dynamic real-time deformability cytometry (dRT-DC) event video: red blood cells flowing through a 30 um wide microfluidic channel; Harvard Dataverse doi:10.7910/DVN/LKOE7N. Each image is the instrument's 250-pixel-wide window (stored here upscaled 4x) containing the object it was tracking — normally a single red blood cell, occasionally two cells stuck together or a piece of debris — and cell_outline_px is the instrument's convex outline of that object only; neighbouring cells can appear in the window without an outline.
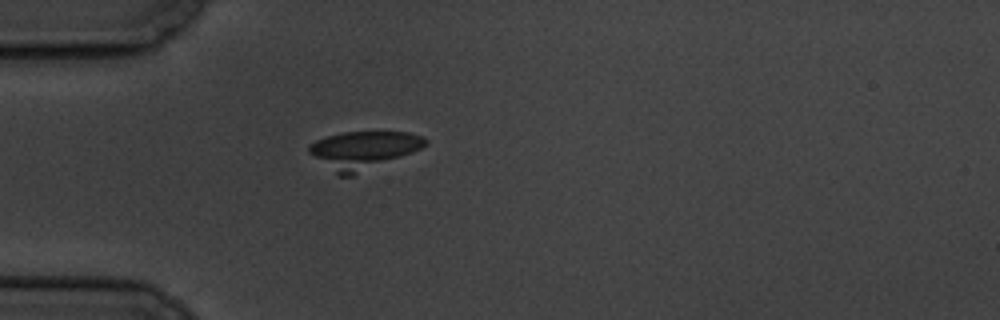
{"species": "common noctule bat (a hibernating species)", "species_latin": "Nyctalus noctula", "temperature_condition": "cold", "stored_images_in_passage": 5, "camera_frame_rate_fps": 3000, "um_per_image_px": 0.085, "animal": {"sex": "male", "body_mass_g": 19.5, "forearm_length_mm": 54.6}, "frame": {"image": 1, "passage_image": 4, "time_ms": 3.667, "image_size_px": [1000, 320], "cell_outline_px": [[428, 144], [412, 152], [352, 176], [336, 176], [308, 152], [308, 144], [316, 140], [328, 136], [344, 132], [408, 132], [420, 136], [428, 140]], "centroid_in_image_um": [30.83, 12.76], "position_along_channel_um": 54.2, "area_um2": 25.43}}